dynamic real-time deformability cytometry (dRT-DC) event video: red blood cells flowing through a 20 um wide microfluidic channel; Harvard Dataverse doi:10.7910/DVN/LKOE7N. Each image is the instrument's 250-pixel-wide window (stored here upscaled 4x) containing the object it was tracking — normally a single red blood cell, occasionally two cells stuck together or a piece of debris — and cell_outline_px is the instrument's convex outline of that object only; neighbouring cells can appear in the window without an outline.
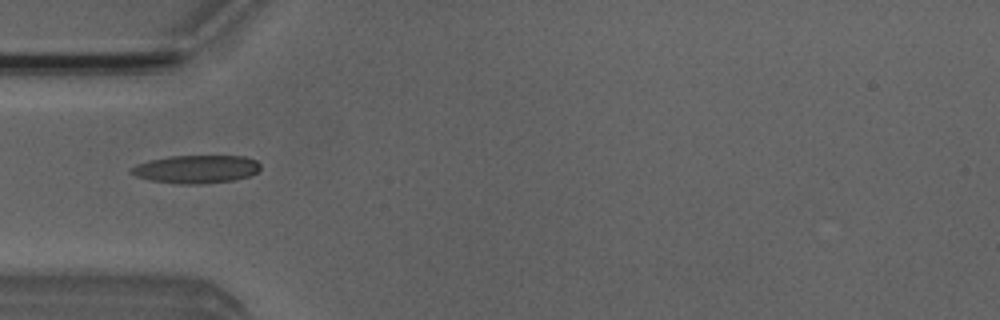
{"species": "Egyptian fruit bat (a non-hibernating species)", "species_latin": "Rousettus aegyptiacus", "temperature_condition": "room temperature", "stored_images_in_passage": 8, "camera_frame_rate_fps": 3000, "um_per_image_px": 0.085, "animal": {"sex": "male"}, "frame": {"image": 1, "passage_image": 5, "time_ms": 4.667, "image_size_px": [1000, 320], "cell_outline_px": [[260, 168], [256, 172], [248, 176], [232, 180], [200, 184], [180, 184], [148, 180], [136, 176], [128, 172], [136, 164], [148, 160], [168, 156], [244, 156], [256, 160], [260, 164]], "centroid_in_image_um": [16.63, 14.37], "position_along_channel_um": 68.4, "area_um2": 21.15}}
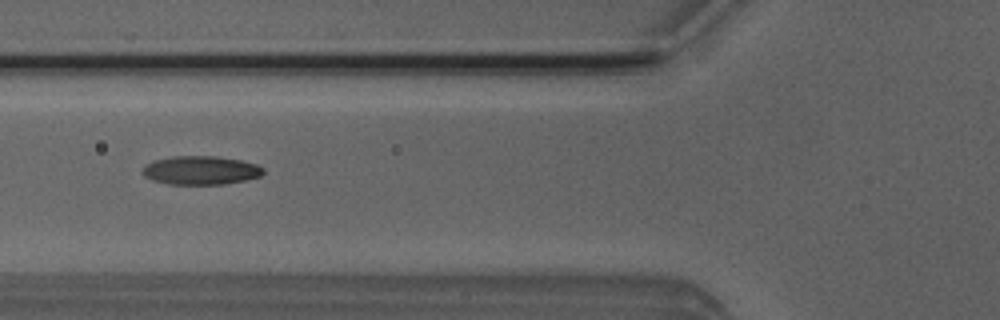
{"frame": {"image": 2, "passage_image": 6, "time_ms": 5.667, "image_size_px": [1000, 320], "cell_outline_px": [[264, 172], [260, 176], [244, 180], [224, 184], [168, 184], [152, 180], [144, 176], [140, 172], [148, 164], [156, 160], [172, 156], [216, 156], [240, 160], [256, 164], [264, 168]], "centroid_in_image_um": [17.06, 14.48], "position_along_channel_um": 108.7, "area_um2": 20.06}}
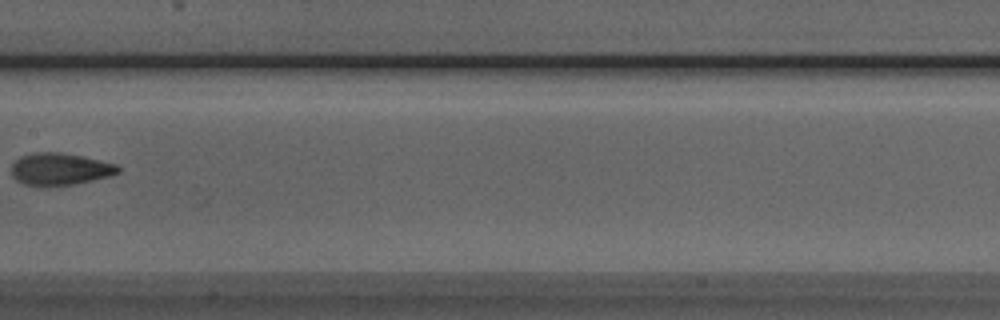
{"frame": {"image": 3, "passage_image": 8, "time_ms": 8.0, "image_size_px": [1000, 320], "cell_outline_px": [[120, 172], [112, 176], [72, 184], [44, 188], [40, 188], [24, 184], [16, 180], [12, 176], [12, 164], [20, 156], [32, 152], [60, 152], [80, 156], [116, 164], [120, 168]], "centroid_in_image_um": [5.05, 14.4], "position_along_channel_um": 202.3, "area_um2": 20.29}}